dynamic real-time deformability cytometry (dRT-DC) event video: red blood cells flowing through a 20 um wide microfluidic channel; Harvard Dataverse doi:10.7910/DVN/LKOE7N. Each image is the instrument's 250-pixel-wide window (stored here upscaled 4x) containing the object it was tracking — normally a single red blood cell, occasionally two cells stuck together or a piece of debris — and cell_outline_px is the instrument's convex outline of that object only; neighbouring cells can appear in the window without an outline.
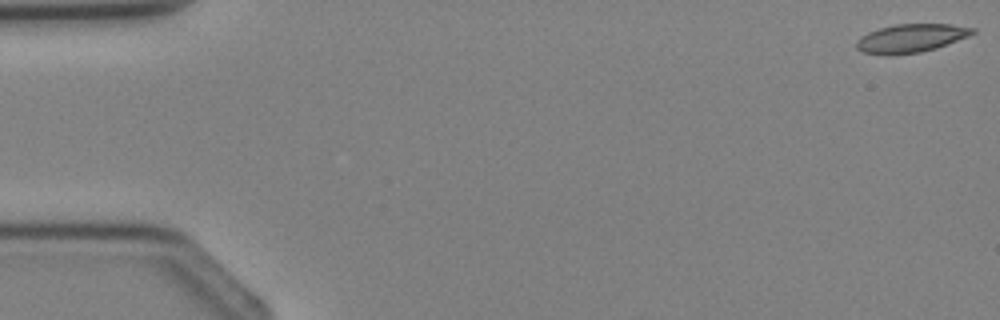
{"species": "Egyptian fruit bat (a non-hibernating species)", "species_latin": "Rousettus aegyptiacus", "temperature_condition": "cold", "stored_images_in_passage": 5, "camera_frame_rate_fps": 3000, "um_per_image_px": 0.085, "animal": {"sex": "female"}, "frame": {"image": 1, "passage_image": 1, "time_ms": 0.0, "image_size_px": [1000, 320], "cell_outline_px": [[976, 32], [968, 36], [936, 48], [920, 52], [888, 56], [864, 52], [856, 48], [856, 40], [860, 36], [868, 32], [880, 28], [896, 24], [952, 24], [976, 28]], "centroid_in_image_um": [77.41, 3.25], "position_along_channel_um": 7.6, "area_um2": 19.31}}
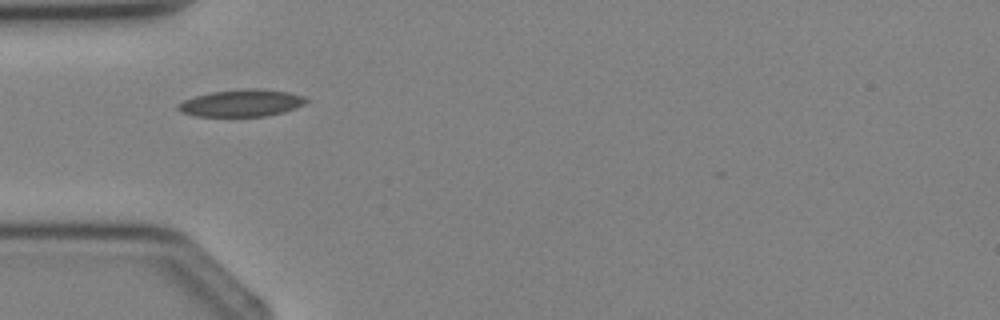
{"frame": {"image": 2, "passage_image": 4, "time_ms": 3.667, "image_size_px": [1000, 320], "cell_outline_px": [[308, 100], [304, 104], [296, 108], [284, 112], [268, 116], [196, 116], [180, 112], [176, 108], [176, 104], [184, 100], [196, 96], [212, 92], [244, 88], [256, 88], [288, 92], [304, 96]], "centroid_in_image_um": [20.53, 8.76], "position_along_channel_um": 64.5, "area_um2": 20.29}}
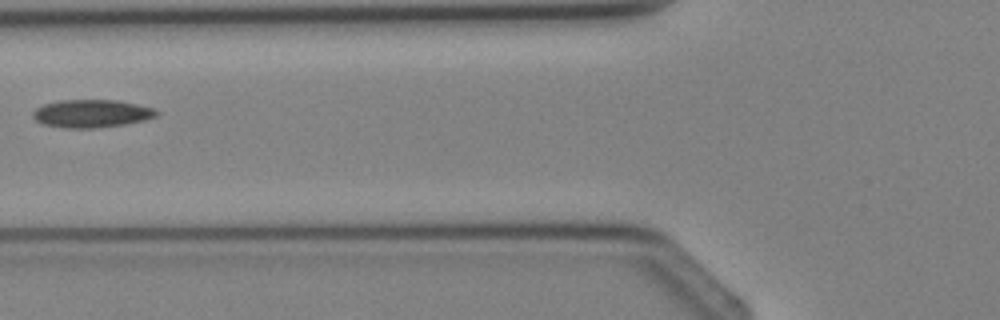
{"frame": {"image": 3, "passage_image": 5, "time_ms": 4.667, "image_size_px": [1000, 320], "cell_outline_px": [[160, 112], [156, 116], [144, 120], [124, 124], [92, 128], [68, 128], [44, 124], [36, 120], [32, 116], [32, 112], [36, 108], [44, 104], [60, 100], [116, 100], [156, 108]], "centroid_in_image_um": [7.8, 9.64], "position_along_channel_um": 118.0, "area_um2": 20.0}}